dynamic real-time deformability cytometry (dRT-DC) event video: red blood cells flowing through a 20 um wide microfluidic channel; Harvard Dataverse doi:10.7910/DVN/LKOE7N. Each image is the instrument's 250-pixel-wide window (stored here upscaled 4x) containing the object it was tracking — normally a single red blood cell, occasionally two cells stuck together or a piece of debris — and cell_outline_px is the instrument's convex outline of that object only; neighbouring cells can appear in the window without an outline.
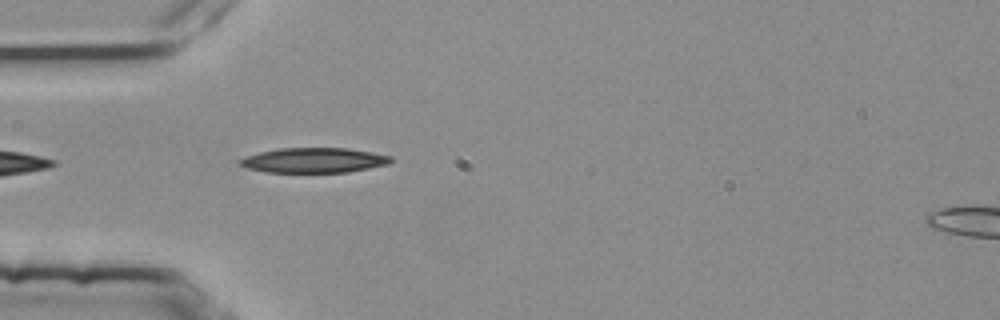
{"species": "common noctule bat (a hibernating species)", "species_latin": "Nyctalus noctula", "temperature_condition": "room temperature", "stored_images_in_passage": 3, "camera_frame_rate_fps": 3000, "um_per_image_px": 0.085, "animal": {"sex": "female", "body_mass_g": 25.1}, "frame": {"image": 1, "passage_image": 3, "time_ms": 0.667, "image_size_px": [1000, 320], "cell_outline_px": [[392, 160], [388, 164], [348, 172], [264, 172], [248, 168], [236, 164], [236, 160], [244, 156], [260, 152], [280, 148], [348, 148], [372, 152], [392, 156]], "centroid_in_image_um": [26.62, 13.62], "position_along_channel_um": 58.4, "area_um2": 22.08}}